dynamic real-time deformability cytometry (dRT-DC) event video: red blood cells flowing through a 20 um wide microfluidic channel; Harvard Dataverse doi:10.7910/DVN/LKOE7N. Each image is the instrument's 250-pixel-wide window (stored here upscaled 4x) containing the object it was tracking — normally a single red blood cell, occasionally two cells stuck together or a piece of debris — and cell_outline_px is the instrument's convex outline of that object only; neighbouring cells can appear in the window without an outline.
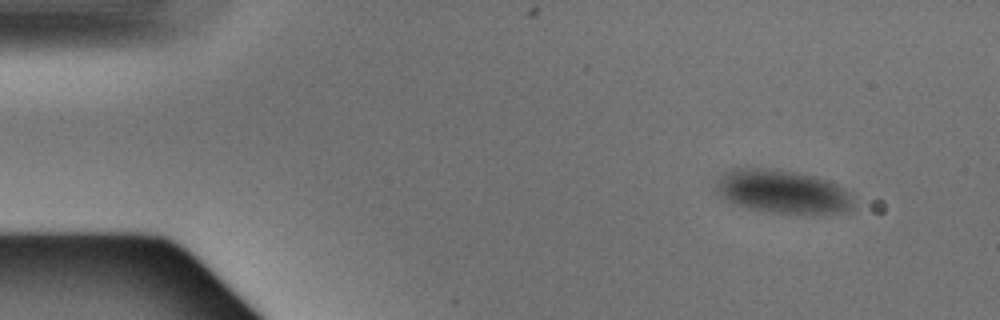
{"species": "Egyptian fruit bat (a non-hibernating species)", "species_latin": "Rousettus aegyptiacus", "temperature_condition": "warm", "stored_images_in_passage": 3, "camera_frame_rate_fps": 3000, "um_per_image_px": 0.085, "animal": {"sex": "male"}, "frame": {"image": 1, "passage_image": 1, "time_ms": 0.0, "image_size_px": [1000, 320], "cell_outline_px": [[860, 208], [848, 212], [772, 212], [752, 208], [728, 200], [716, 192], [716, 184], [720, 176], [728, 168], [768, 168], [800, 172], [816, 176], [828, 180], [844, 188], [852, 196]], "centroid_in_image_um": [66.6, 16.25], "position_along_channel_um": 18.4, "area_um2": 34.74}}